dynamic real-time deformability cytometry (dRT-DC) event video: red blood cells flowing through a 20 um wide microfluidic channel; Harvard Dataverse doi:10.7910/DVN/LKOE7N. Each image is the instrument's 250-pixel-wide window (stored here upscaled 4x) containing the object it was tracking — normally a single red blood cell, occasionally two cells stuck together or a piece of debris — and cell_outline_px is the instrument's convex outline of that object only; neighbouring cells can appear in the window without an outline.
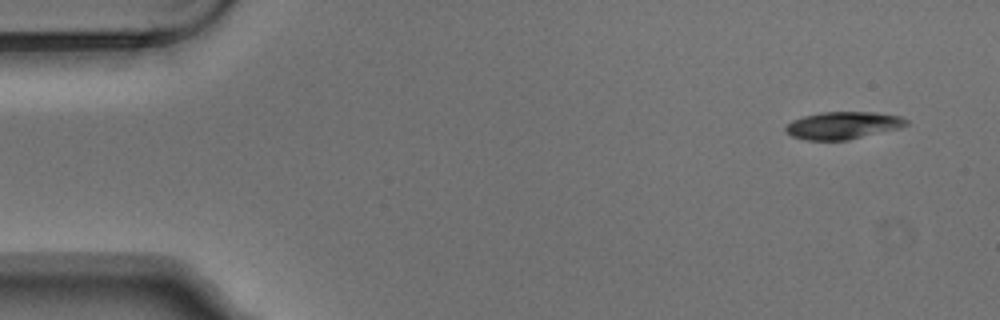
{"species": "Egyptian fruit bat (a non-hibernating species)", "species_latin": "Rousettus aegyptiacus", "temperature_condition": "warm", "stored_images_in_passage": 5, "camera_frame_rate_fps": 3000, "um_per_image_px": 0.085, "animal": {"sex": "male"}, "frame": {"image": 1, "passage_image": 1, "time_ms": 0.0, "image_size_px": [1000, 320], "cell_outline_px": [[908, 124], [900, 128], [848, 140], [804, 140], [792, 136], [784, 128], [792, 120], [804, 116], [820, 112], [876, 112], [900, 116], [908, 120]], "centroid_in_image_um": [71.66, 10.65], "position_along_channel_um": 13.3, "area_um2": 19.25}}
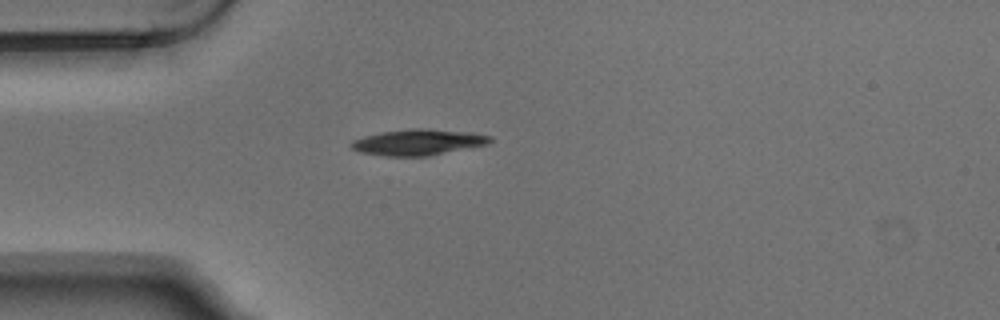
{"frame": {"image": 2, "passage_image": 4, "time_ms": 1.0, "image_size_px": [1000, 320], "cell_outline_px": [[492, 140], [488, 144], [428, 156], [384, 156], [360, 152], [352, 148], [352, 140], [364, 136], [380, 132], [408, 128], [428, 128], [472, 132], [492, 136]], "centroid_in_image_um": [35.56, 12.07], "position_along_channel_um": 49.4, "area_um2": 21.15}}